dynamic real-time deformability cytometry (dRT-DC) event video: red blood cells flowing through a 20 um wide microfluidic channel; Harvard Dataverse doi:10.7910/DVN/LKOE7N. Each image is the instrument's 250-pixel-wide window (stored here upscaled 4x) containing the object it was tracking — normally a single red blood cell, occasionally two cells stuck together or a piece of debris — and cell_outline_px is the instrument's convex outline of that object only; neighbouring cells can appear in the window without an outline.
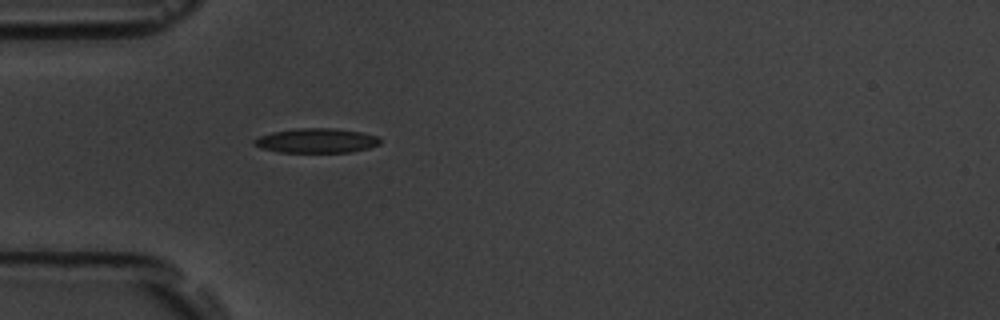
{"species": "common noctule bat (a hibernating species)", "species_latin": "Nyctalus noctula", "temperature_condition": "room temperature", "stored_images_in_passage": 39, "camera_frame_rate_fps": 3000, "um_per_image_px": 0.085, "animal": {"sex": "male", "body_mass_g": 19.5, "forearm_length_mm": 54.6}, "frame": {"image": 1, "passage_image": 1, "time_ms": 0.0, "image_size_px": [1000, 320], "cell_outline_px": [[380, 144], [368, 148], [352, 152], [280, 152], [260, 148], [252, 144], [252, 140], [260, 136], [272, 132], [296, 128], [336, 128], [360, 132], [380, 136]], "centroid_in_image_um": [26.89, 11.95], "position_along_channel_um": 58.1, "area_um2": 18.15}}
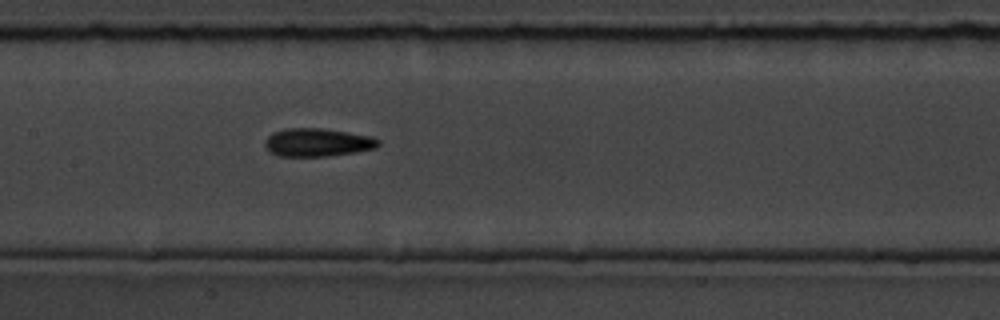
{"frame": {"image": 2, "passage_image": 11, "time_ms": 3.333, "image_size_px": [1000, 320], "cell_outline_px": [[380, 144], [376, 148], [352, 152], [324, 156], [280, 156], [272, 152], [264, 144], [264, 140], [272, 132], [284, 128], [320, 128], [348, 132], [372, 136], [380, 140]], "centroid_in_image_um": [26.98, 12.09], "position_along_channel_um": 180.4, "area_um2": 18.5}}
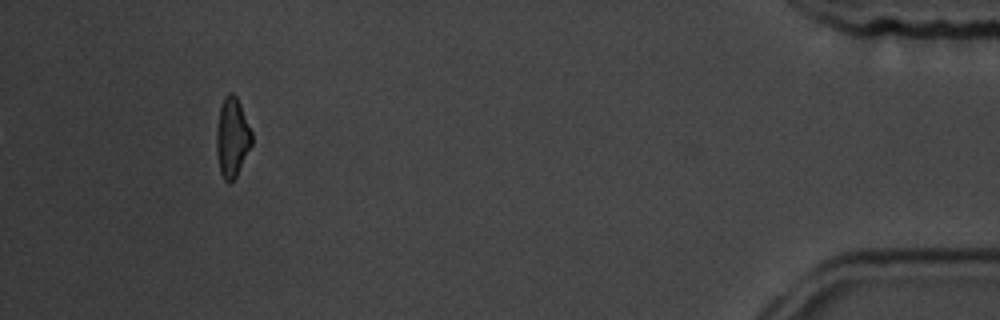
{"frame": {"image": 3, "passage_image": 35, "time_ms": 11.333, "image_size_px": [1000, 320], "cell_outline_px": [[252, 144], [236, 176], [228, 184], [224, 180], [220, 172], [216, 152], [216, 128], [220, 108], [224, 96], [228, 92], [232, 92], [236, 96], [240, 104], [252, 132]], "centroid_in_image_um": [19.72, 11.67], "position_along_channel_um": 415.5, "area_um2": 16.36}, "authors_computed_cell_mechanics": {"area_um2": 17.5134, "velocity_mm_per_s": 3.7903, "shape_relaxation_time_tau1_ms": 3.296, "shape_relaxation_time_tau2_ms": 3.3333, "deformation_change_tau1": 0.1093, "deformation_change_tau2": 0.1046}}